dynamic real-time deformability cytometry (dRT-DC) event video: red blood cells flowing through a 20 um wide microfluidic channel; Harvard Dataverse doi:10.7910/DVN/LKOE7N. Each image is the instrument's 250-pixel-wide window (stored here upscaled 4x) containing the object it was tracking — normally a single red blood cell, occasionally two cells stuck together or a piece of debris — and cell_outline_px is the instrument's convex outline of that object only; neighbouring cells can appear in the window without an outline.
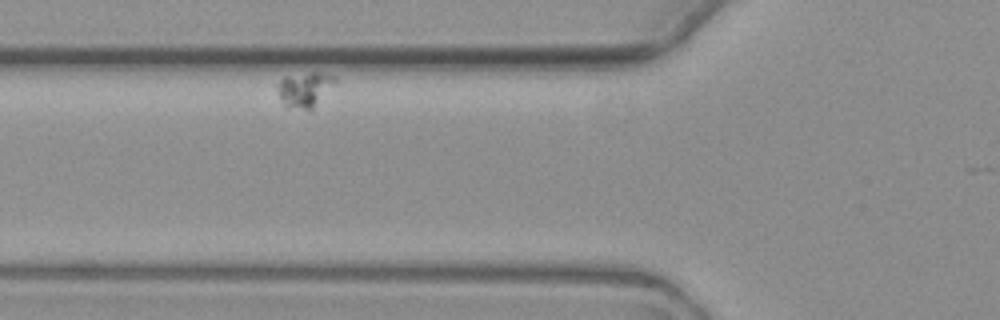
{"species": "common noctule bat (a hibernating species)", "species_latin": "Nyctalus noctula", "temperature_condition": "warm", "stored_images_in_passage": 2, "camera_frame_rate_fps": 3000, "um_per_image_px": 0.085, "animal": {"sex": "female", "body_mass_g": 19.3, "forearm_length_mm": 54.1}, "frame": {"image": 1, "passage_image": 2, "time_ms": 1.0, "image_size_px": [1000, 320], "cell_outline_px": [[336, 80], [312, 108], [304, 108], [284, 104], [276, 88], [276, 84], [284, 76], [312, 72], [320, 72], [336, 76]], "centroid_in_image_um": [25.87, 7.52], "position_along_channel_um": 99.9, "area_um2": 11.1}}